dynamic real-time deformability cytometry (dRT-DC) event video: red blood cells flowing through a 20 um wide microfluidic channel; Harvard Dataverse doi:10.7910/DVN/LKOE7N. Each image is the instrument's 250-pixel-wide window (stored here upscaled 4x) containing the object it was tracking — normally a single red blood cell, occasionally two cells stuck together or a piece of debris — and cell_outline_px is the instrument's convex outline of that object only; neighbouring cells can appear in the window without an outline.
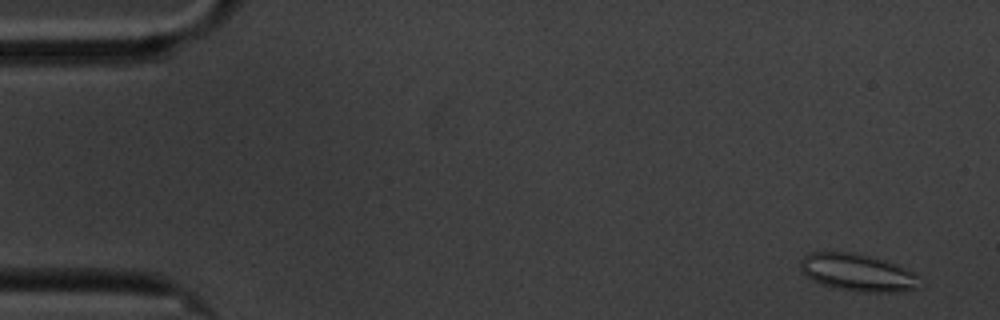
{"species": "common noctule bat (a hibernating species)", "species_latin": "Nyctalus noctula", "temperature_condition": "cold", "stored_images_in_passage": 58, "camera_frame_rate_fps": 3000, "um_per_image_px": 0.085, "animal": {"sex": "male", "body_mass_g": 20.1, "forearm_length_mm": 53.5}, "frame": {"image": 1, "passage_image": 2, "time_ms": 0.333, "image_size_px": [1000, 320], "cell_outline_px": [[916, 288], [900, 292], [860, 292], [836, 288], [820, 284], [812, 280], [800, 268], [800, 260], [808, 252], [852, 252], [872, 256], [896, 264], [912, 272], [916, 276]], "centroid_in_image_um": [72.83, 23.16], "position_along_channel_um": 12.2, "area_um2": 25.72}}
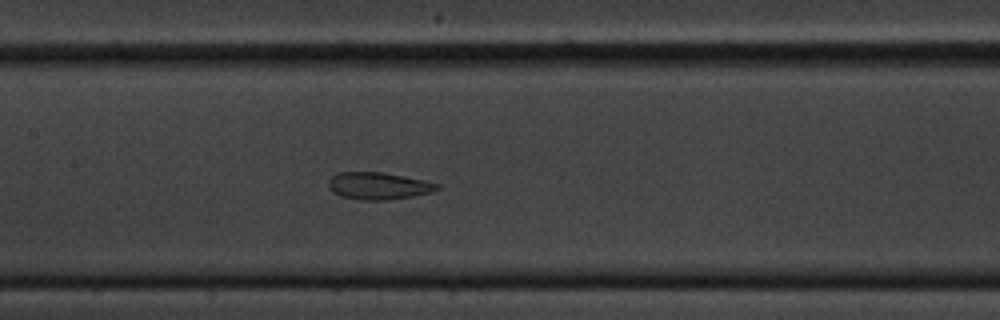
{"frame": {"image": 2, "passage_image": 27, "time_ms": 8.667, "image_size_px": [1000, 320], "cell_outline_px": [[440, 188], [432, 192], [412, 196], [388, 200], [360, 200], [340, 196], [332, 192], [328, 184], [328, 180], [332, 176], [340, 172], [384, 172], [424, 180], [440, 184]], "centroid_in_image_um": [32.17, 15.8], "position_along_channel_um": 175.2, "area_um2": 17.28}}
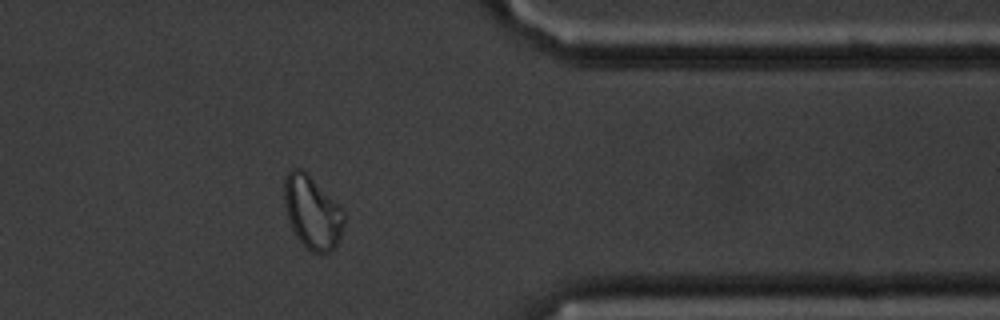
{"frame": {"image": 3, "passage_image": 47, "time_ms": 15.333, "image_size_px": [1000, 320], "cell_outline_px": [[344, 224], [340, 236], [336, 244], [328, 252], [312, 252], [296, 236], [288, 220], [284, 204], [284, 176], [292, 168], [300, 168], [340, 204], [344, 212]], "centroid_in_image_um": [26.53, 18.02], "position_along_channel_um": 384.9, "area_um2": 25.14}, "authors_computed_cell_mechanics": {"area_um2": 22.2241, "velocity_mm_per_s": 3.3599, "shape_relaxation_time_tau1_ms": null, "shape_relaxation_time_tau2_ms": 1.9975, "deformation_change_tau1": null, "deformation_change_tau2": 0.0872}}